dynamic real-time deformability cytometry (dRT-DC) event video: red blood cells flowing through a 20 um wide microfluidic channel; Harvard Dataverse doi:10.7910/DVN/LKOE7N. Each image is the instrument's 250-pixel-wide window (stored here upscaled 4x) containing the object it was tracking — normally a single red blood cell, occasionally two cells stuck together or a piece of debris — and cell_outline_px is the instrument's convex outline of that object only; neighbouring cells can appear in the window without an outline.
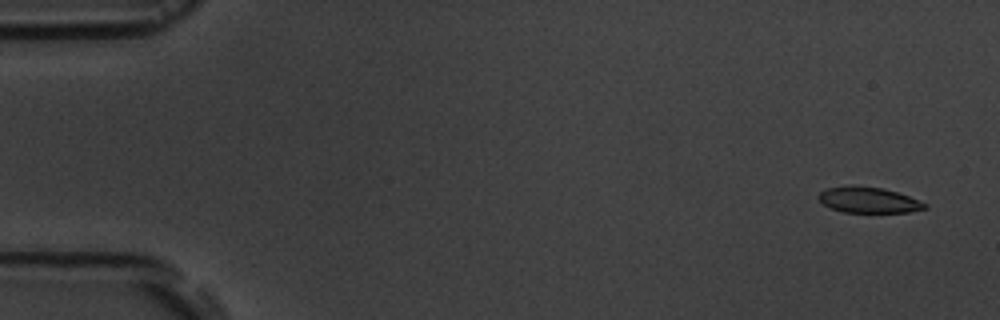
{"species": "common noctule bat (a hibernating species)", "species_latin": "Nyctalus noctula", "temperature_condition": "room temperature", "stored_images_in_passage": 5, "camera_frame_rate_fps": 3000, "um_per_image_px": 0.085, "animal": {"sex": "male", "body_mass_g": 19.5, "forearm_length_mm": 54.6}, "frame": {"image": 1, "passage_image": 1, "time_ms": 0.0, "image_size_px": [1000, 320], "cell_outline_px": [[928, 208], [908, 212], [844, 212], [832, 208], [824, 204], [820, 200], [820, 192], [828, 188], [852, 184], [884, 188], [908, 196], [928, 204]], "centroid_in_image_um": [73.85, 16.98], "position_along_channel_um": 11.1, "area_um2": 15.9}}
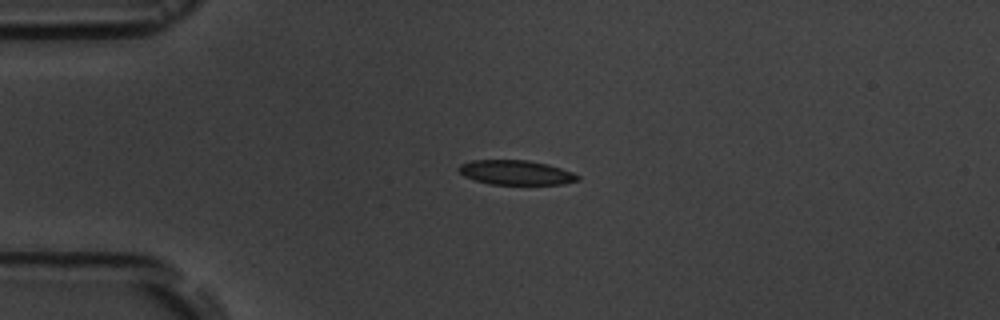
{"frame": {"image": 2, "passage_image": 4, "time_ms": 3.667, "image_size_px": [1000, 320], "cell_outline_px": [[580, 180], [564, 184], [488, 184], [464, 176], [456, 168], [460, 164], [472, 160], [528, 160], [548, 164], [572, 172], [580, 176]], "centroid_in_image_um": [43.85, 14.66], "position_along_channel_um": 41.1, "area_um2": 17.05}}